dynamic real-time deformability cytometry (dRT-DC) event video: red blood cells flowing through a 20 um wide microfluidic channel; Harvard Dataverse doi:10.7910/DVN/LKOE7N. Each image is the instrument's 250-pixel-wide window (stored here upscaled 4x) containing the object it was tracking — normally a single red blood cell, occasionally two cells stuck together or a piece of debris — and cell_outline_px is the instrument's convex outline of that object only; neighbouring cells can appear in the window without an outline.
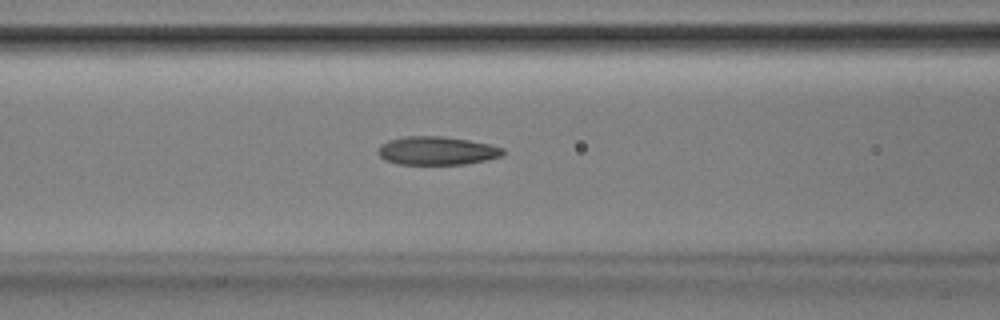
{"species": "Egyptian fruit bat (a non-hibernating species)", "species_latin": "Rousettus aegyptiacus", "temperature_condition": "room temperature", "stored_images_in_passage": 50, "camera_frame_rate_fps": 3000, "um_per_image_px": 0.085, "animal": {"sex": "male"}, "frame": {"image": 1, "passage_image": 20, "time_ms": 6.333, "image_size_px": [1000, 320], "cell_outline_px": [[504, 152], [500, 156], [484, 160], [464, 164], [396, 164], [384, 160], [376, 152], [376, 148], [380, 144], [388, 140], [404, 136], [444, 136], [468, 140], [488, 144], [504, 148]], "centroid_in_image_um": [37.05, 12.8], "position_along_channel_um": 129.6, "area_um2": 20.75}}
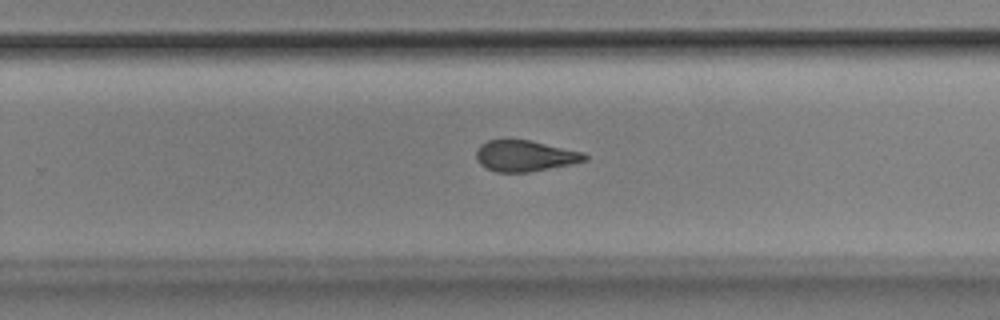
{"frame": {"image": 2, "passage_image": 32, "time_ms": 10.333, "image_size_px": [1000, 320], "cell_outline_px": [[588, 160], [572, 164], [528, 172], [496, 172], [480, 164], [476, 160], [476, 152], [480, 144], [488, 140], [508, 136], [528, 140], [584, 152], [588, 156]], "centroid_in_image_um": [44.59, 13.21], "position_along_channel_um": 285.2, "area_um2": 20.11}}
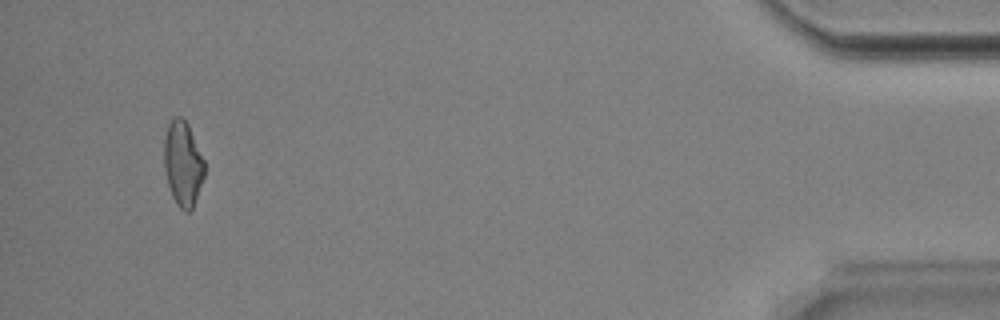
{"frame": {"image": 3, "passage_image": 48, "time_ms": 15.667, "image_size_px": [1000, 320], "cell_outline_px": [[204, 176], [192, 208], [188, 212], [184, 212], [176, 204], [172, 196], [168, 184], [164, 168], [164, 136], [168, 124], [176, 116], [180, 116], [188, 124], [204, 160]], "centroid_in_image_um": [15.53, 13.91], "position_along_channel_um": 419.7, "area_um2": 19.83}, "authors_computed_cell_mechanics": {"area_um2": 20.7213, "velocity_mm_per_s": 3.9107, "shape_relaxation_time_tau1_ms": 7.8225, "shape_relaxation_time_tau2_ms": 2.6103, "deformation_change_tau1": 0.1898, "deformation_change_tau2": 0.108}}